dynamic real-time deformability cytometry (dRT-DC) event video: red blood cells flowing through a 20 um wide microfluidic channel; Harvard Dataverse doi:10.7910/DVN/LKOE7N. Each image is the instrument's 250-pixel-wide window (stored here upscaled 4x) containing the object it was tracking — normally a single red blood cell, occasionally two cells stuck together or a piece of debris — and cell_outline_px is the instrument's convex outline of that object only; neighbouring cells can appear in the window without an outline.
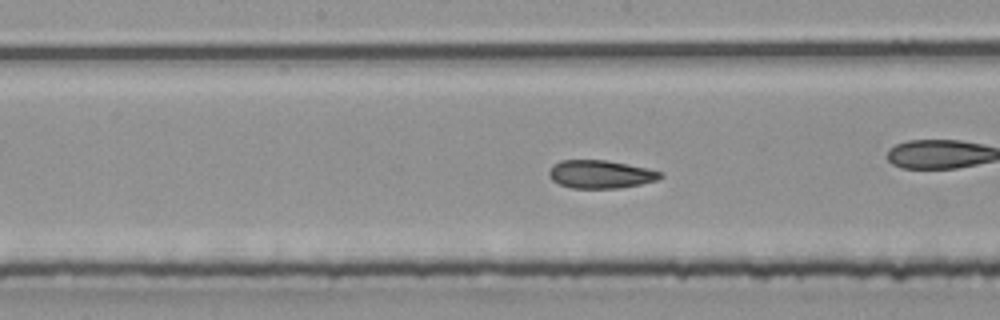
{"species": "common noctule bat (a hibernating species)", "species_latin": "Nyctalus noctula", "temperature_condition": "room temperature", "stored_images_in_passage": 37, "camera_frame_rate_fps": 3000, "um_per_image_px": 0.085, "animal": {"sex": "male", "body_mass_g": 20.4}, "frame": {"image": 1, "passage_image": 11, "time_ms": 3.333, "image_size_px": [1000, 320], "cell_outline_px": [[664, 176], [656, 180], [640, 184], [620, 188], [572, 188], [560, 184], [552, 180], [548, 176], [548, 172], [552, 164], [560, 160], [608, 160], [644, 168], [660, 172]], "centroid_in_image_um": [50.98, 14.81], "position_along_channel_um": 197.2, "area_um2": 18.15}}
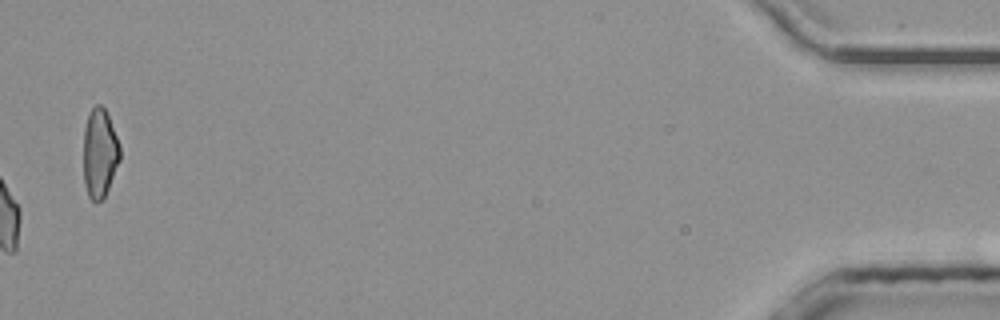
{"frame": {"image": 2, "passage_image": 37, "time_ms": 12.0, "image_size_px": [1000, 320], "cell_outline_px": [[120, 160], [104, 200], [96, 204], [88, 196], [84, 184], [84, 128], [88, 112], [96, 104], [100, 104], [104, 108], [108, 116], [120, 144]], "centroid_in_image_um": [8.47, 13.06], "position_along_channel_um": 426.7, "area_um2": 19.25}, "authors_computed_cell_mechanics": {"area_um2": 18.1492, "velocity_mm_per_s": 4.0674, "shape_relaxation_time_tau1_ms": null, "shape_relaxation_time_tau2_ms": 2.2127, "deformation_change_tau1": null, "deformation_change_tau2": 0.0966}}